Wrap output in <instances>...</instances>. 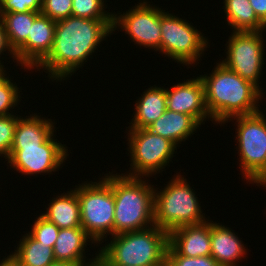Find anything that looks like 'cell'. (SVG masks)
<instances>
[{
  "instance_id": "7402d4cb",
  "label": "cell",
  "mask_w": 266,
  "mask_h": 266,
  "mask_svg": "<svg viewBox=\"0 0 266 266\" xmlns=\"http://www.w3.org/2000/svg\"><path fill=\"white\" fill-rule=\"evenodd\" d=\"M224 14L232 31H266V25L257 17L249 0H223Z\"/></svg>"
},
{
  "instance_id": "d6a6232c",
  "label": "cell",
  "mask_w": 266,
  "mask_h": 266,
  "mask_svg": "<svg viewBox=\"0 0 266 266\" xmlns=\"http://www.w3.org/2000/svg\"><path fill=\"white\" fill-rule=\"evenodd\" d=\"M257 17L266 25V0H249Z\"/></svg>"
},
{
  "instance_id": "52a82bcc",
  "label": "cell",
  "mask_w": 266,
  "mask_h": 266,
  "mask_svg": "<svg viewBox=\"0 0 266 266\" xmlns=\"http://www.w3.org/2000/svg\"><path fill=\"white\" fill-rule=\"evenodd\" d=\"M101 178L97 182H81L74 188L80 203L81 227L94 240L96 247L106 242L109 235L114 236L113 191L102 175Z\"/></svg>"
},
{
  "instance_id": "e575fe53",
  "label": "cell",
  "mask_w": 266,
  "mask_h": 266,
  "mask_svg": "<svg viewBox=\"0 0 266 266\" xmlns=\"http://www.w3.org/2000/svg\"><path fill=\"white\" fill-rule=\"evenodd\" d=\"M50 266H84V265L72 264V263H68V262H55V263L51 264Z\"/></svg>"
},
{
  "instance_id": "ffe728a7",
  "label": "cell",
  "mask_w": 266,
  "mask_h": 266,
  "mask_svg": "<svg viewBox=\"0 0 266 266\" xmlns=\"http://www.w3.org/2000/svg\"><path fill=\"white\" fill-rule=\"evenodd\" d=\"M41 213L59 229L81 227L80 203L75 189L58 194Z\"/></svg>"
},
{
  "instance_id": "5bb4252c",
  "label": "cell",
  "mask_w": 266,
  "mask_h": 266,
  "mask_svg": "<svg viewBox=\"0 0 266 266\" xmlns=\"http://www.w3.org/2000/svg\"><path fill=\"white\" fill-rule=\"evenodd\" d=\"M170 89V90H169ZM167 110L193 116L201 125L211 117L205 103V87L200 76L166 88Z\"/></svg>"
},
{
  "instance_id": "4fadbf2b",
  "label": "cell",
  "mask_w": 266,
  "mask_h": 266,
  "mask_svg": "<svg viewBox=\"0 0 266 266\" xmlns=\"http://www.w3.org/2000/svg\"><path fill=\"white\" fill-rule=\"evenodd\" d=\"M55 28L56 21L41 13L34 19L27 40L15 51L21 69L35 70L50 54Z\"/></svg>"
},
{
  "instance_id": "ac0fdd59",
  "label": "cell",
  "mask_w": 266,
  "mask_h": 266,
  "mask_svg": "<svg viewBox=\"0 0 266 266\" xmlns=\"http://www.w3.org/2000/svg\"><path fill=\"white\" fill-rule=\"evenodd\" d=\"M200 127L201 124L193 116L166 110L147 129L154 134L169 139L179 147L182 144L181 142H185L188 137L191 138Z\"/></svg>"
},
{
  "instance_id": "7a4b0ae2",
  "label": "cell",
  "mask_w": 266,
  "mask_h": 266,
  "mask_svg": "<svg viewBox=\"0 0 266 266\" xmlns=\"http://www.w3.org/2000/svg\"><path fill=\"white\" fill-rule=\"evenodd\" d=\"M200 77L204 83L205 103L212 123L222 125L229 118L261 110L259 107L264 93L220 61L211 73Z\"/></svg>"
},
{
  "instance_id": "6da1fadb",
  "label": "cell",
  "mask_w": 266,
  "mask_h": 266,
  "mask_svg": "<svg viewBox=\"0 0 266 266\" xmlns=\"http://www.w3.org/2000/svg\"><path fill=\"white\" fill-rule=\"evenodd\" d=\"M112 25L113 19H88L73 15L56 21L50 54L35 68V72L43 69L52 82L69 79L98 50L101 42L113 34Z\"/></svg>"
},
{
  "instance_id": "2e32d148",
  "label": "cell",
  "mask_w": 266,
  "mask_h": 266,
  "mask_svg": "<svg viewBox=\"0 0 266 266\" xmlns=\"http://www.w3.org/2000/svg\"><path fill=\"white\" fill-rule=\"evenodd\" d=\"M91 241V242H90ZM94 244V240L86 233L82 227L60 229L58 238L53 247V254L56 262H68L72 264H81L92 266L96 264V256L86 261L87 245ZM86 252V253H85Z\"/></svg>"
},
{
  "instance_id": "3957f363",
  "label": "cell",
  "mask_w": 266,
  "mask_h": 266,
  "mask_svg": "<svg viewBox=\"0 0 266 266\" xmlns=\"http://www.w3.org/2000/svg\"><path fill=\"white\" fill-rule=\"evenodd\" d=\"M114 173L109 171L103 176L112 187L115 201L114 235L140 231L155 225V185L150 184L147 178Z\"/></svg>"
},
{
  "instance_id": "83f0119b",
  "label": "cell",
  "mask_w": 266,
  "mask_h": 266,
  "mask_svg": "<svg viewBox=\"0 0 266 266\" xmlns=\"http://www.w3.org/2000/svg\"><path fill=\"white\" fill-rule=\"evenodd\" d=\"M21 116L10 114L0 116V157L9 160L10 149L14 140V132L18 119Z\"/></svg>"
},
{
  "instance_id": "8fae6325",
  "label": "cell",
  "mask_w": 266,
  "mask_h": 266,
  "mask_svg": "<svg viewBox=\"0 0 266 266\" xmlns=\"http://www.w3.org/2000/svg\"><path fill=\"white\" fill-rule=\"evenodd\" d=\"M139 1L123 14L113 13V34L115 30L124 31L135 45L157 51L161 42L160 8L146 0Z\"/></svg>"
},
{
  "instance_id": "8d00e7d4",
  "label": "cell",
  "mask_w": 266,
  "mask_h": 266,
  "mask_svg": "<svg viewBox=\"0 0 266 266\" xmlns=\"http://www.w3.org/2000/svg\"><path fill=\"white\" fill-rule=\"evenodd\" d=\"M98 266H116V265H98Z\"/></svg>"
},
{
  "instance_id": "f546056e",
  "label": "cell",
  "mask_w": 266,
  "mask_h": 266,
  "mask_svg": "<svg viewBox=\"0 0 266 266\" xmlns=\"http://www.w3.org/2000/svg\"><path fill=\"white\" fill-rule=\"evenodd\" d=\"M40 13L53 21L66 19L72 15V0H42Z\"/></svg>"
},
{
  "instance_id": "7c38bea8",
  "label": "cell",
  "mask_w": 266,
  "mask_h": 266,
  "mask_svg": "<svg viewBox=\"0 0 266 266\" xmlns=\"http://www.w3.org/2000/svg\"><path fill=\"white\" fill-rule=\"evenodd\" d=\"M54 133L40 146H12L7 164L22 175L52 174L65 163L69 153Z\"/></svg>"
},
{
  "instance_id": "44dd1931",
  "label": "cell",
  "mask_w": 266,
  "mask_h": 266,
  "mask_svg": "<svg viewBox=\"0 0 266 266\" xmlns=\"http://www.w3.org/2000/svg\"><path fill=\"white\" fill-rule=\"evenodd\" d=\"M52 120L40 117L39 113L20 117L15 127L12 146H40L56 131Z\"/></svg>"
},
{
  "instance_id": "cb8c5ba5",
  "label": "cell",
  "mask_w": 266,
  "mask_h": 266,
  "mask_svg": "<svg viewBox=\"0 0 266 266\" xmlns=\"http://www.w3.org/2000/svg\"><path fill=\"white\" fill-rule=\"evenodd\" d=\"M40 12H12L0 16L10 46L16 51L28 38L34 19Z\"/></svg>"
},
{
  "instance_id": "f1b7e54d",
  "label": "cell",
  "mask_w": 266,
  "mask_h": 266,
  "mask_svg": "<svg viewBox=\"0 0 266 266\" xmlns=\"http://www.w3.org/2000/svg\"><path fill=\"white\" fill-rule=\"evenodd\" d=\"M165 266H219L211 256L186 257L179 255L169 244L166 252Z\"/></svg>"
},
{
  "instance_id": "d590c367",
  "label": "cell",
  "mask_w": 266,
  "mask_h": 266,
  "mask_svg": "<svg viewBox=\"0 0 266 266\" xmlns=\"http://www.w3.org/2000/svg\"><path fill=\"white\" fill-rule=\"evenodd\" d=\"M261 186L266 187V181Z\"/></svg>"
},
{
  "instance_id": "1f68e13d",
  "label": "cell",
  "mask_w": 266,
  "mask_h": 266,
  "mask_svg": "<svg viewBox=\"0 0 266 266\" xmlns=\"http://www.w3.org/2000/svg\"><path fill=\"white\" fill-rule=\"evenodd\" d=\"M4 52H7L9 54L8 56L9 57L11 56L10 58H13V62L15 61L17 66H20L18 61H17V58H16V53L12 49V47L10 46V43L8 41L7 34H6L5 28H4V24L0 19V58H1L2 54L5 55ZM2 64L3 63L0 59V66H3Z\"/></svg>"
},
{
  "instance_id": "4316f807",
  "label": "cell",
  "mask_w": 266,
  "mask_h": 266,
  "mask_svg": "<svg viewBox=\"0 0 266 266\" xmlns=\"http://www.w3.org/2000/svg\"><path fill=\"white\" fill-rule=\"evenodd\" d=\"M34 224L31 225L29 233L40 243L47 247L53 248L58 238L59 228L52 222L48 221L41 214L36 217Z\"/></svg>"
},
{
  "instance_id": "4dcf8cb0",
  "label": "cell",
  "mask_w": 266,
  "mask_h": 266,
  "mask_svg": "<svg viewBox=\"0 0 266 266\" xmlns=\"http://www.w3.org/2000/svg\"><path fill=\"white\" fill-rule=\"evenodd\" d=\"M42 0H0V16L12 12H40Z\"/></svg>"
},
{
  "instance_id": "8992f818",
  "label": "cell",
  "mask_w": 266,
  "mask_h": 266,
  "mask_svg": "<svg viewBox=\"0 0 266 266\" xmlns=\"http://www.w3.org/2000/svg\"><path fill=\"white\" fill-rule=\"evenodd\" d=\"M263 112H266L263 111ZM262 110L229 118L234 122L239 168L246 183L259 187L266 181V113ZM238 144V145H237Z\"/></svg>"
},
{
  "instance_id": "836d02e7",
  "label": "cell",
  "mask_w": 266,
  "mask_h": 266,
  "mask_svg": "<svg viewBox=\"0 0 266 266\" xmlns=\"http://www.w3.org/2000/svg\"><path fill=\"white\" fill-rule=\"evenodd\" d=\"M0 266H20L19 263L9 254L0 261Z\"/></svg>"
},
{
  "instance_id": "e0dca14e",
  "label": "cell",
  "mask_w": 266,
  "mask_h": 266,
  "mask_svg": "<svg viewBox=\"0 0 266 266\" xmlns=\"http://www.w3.org/2000/svg\"><path fill=\"white\" fill-rule=\"evenodd\" d=\"M233 231L231 228L211 220L210 256L217 261L219 266H238L247 253L242 238H239Z\"/></svg>"
},
{
  "instance_id": "277c9868",
  "label": "cell",
  "mask_w": 266,
  "mask_h": 266,
  "mask_svg": "<svg viewBox=\"0 0 266 266\" xmlns=\"http://www.w3.org/2000/svg\"><path fill=\"white\" fill-rule=\"evenodd\" d=\"M106 243L98 248L97 265L165 266L168 232L156 225L111 236Z\"/></svg>"
},
{
  "instance_id": "5b68a950",
  "label": "cell",
  "mask_w": 266,
  "mask_h": 266,
  "mask_svg": "<svg viewBox=\"0 0 266 266\" xmlns=\"http://www.w3.org/2000/svg\"><path fill=\"white\" fill-rule=\"evenodd\" d=\"M189 184L187 178L176 171L162 190L155 187L154 224L160 229L169 233L177 227L208 220L195 190Z\"/></svg>"
},
{
  "instance_id": "9c48e42d",
  "label": "cell",
  "mask_w": 266,
  "mask_h": 266,
  "mask_svg": "<svg viewBox=\"0 0 266 266\" xmlns=\"http://www.w3.org/2000/svg\"><path fill=\"white\" fill-rule=\"evenodd\" d=\"M127 151L131 157L127 173L129 177L149 178L162 173L177 153V146L167 138L152 133L147 128L126 129ZM164 169V170H163Z\"/></svg>"
},
{
  "instance_id": "9a60e30c",
  "label": "cell",
  "mask_w": 266,
  "mask_h": 266,
  "mask_svg": "<svg viewBox=\"0 0 266 266\" xmlns=\"http://www.w3.org/2000/svg\"><path fill=\"white\" fill-rule=\"evenodd\" d=\"M200 224L183 225L168 233V244L181 256L211 255V220Z\"/></svg>"
},
{
  "instance_id": "d4e9b609",
  "label": "cell",
  "mask_w": 266,
  "mask_h": 266,
  "mask_svg": "<svg viewBox=\"0 0 266 266\" xmlns=\"http://www.w3.org/2000/svg\"><path fill=\"white\" fill-rule=\"evenodd\" d=\"M6 69L4 64L0 66V116L16 114L11 110L18 106L22 98L20 96V92L22 91L19 90L16 82L14 83L11 80V77L9 79Z\"/></svg>"
},
{
  "instance_id": "30bf717a",
  "label": "cell",
  "mask_w": 266,
  "mask_h": 266,
  "mask_svg": "<svg viewBox=\"0 0 266 266\" xmlns=\"http://www.w3.org/2000/svg\"><path fill=\"white\" fill-rule=\"evenodd\" d=\"M266 31H232L226 45V58L220 62L228 69L251 82L262 93L260 78L264 67ZM264 42V43H263Z\"/></svg>"
},
{
  "instance_id": "ba28073f",
  "label": "cell",
  "mask_w": 266,
  "mask_h": 266,
  "mask_svg": "<svg viewBox=\"0 0 266 266\" xmlns=\"http://www.w3.org/2000/svg\"><path fill=\"white\" fill-rule=\"evenodd\" d=\"M165 11L160 7L161 42L156 52L188 68L197 65L210 46L209 40L189 20Z\"/></svg>"
},
{
  "instance_id": "d6986e66",
  "label": "cell",
  "mask_w": 266,
  "mask_h": 266,
  "mask_svg": "<svg viewBox=\"0 0 266 266\" xmlns=\"http://www.w3.org/2000/svg\"><path fill=\"white\" fill-rule=\"evenodd\" d=\"M166 88L156 85L150 86L136 100L135 112L128 129L147 128L167 110Z\"/></svg>"
},
{
  "instance_id": "484cf974",
  "label": "cell",
  "mask_w": 266,
  "mask_h": 266,
  "mask_svg": "<svg viewBox=\"0 0 266 266\" xmlns=\"http://www.w3.org/2000/svg\"><path fill=\"white\" fill-rule=\"evenodd\" d=\"M105 0H72V15L88 19H113ZM106 4V5H105Z\"/></svg>"
},
{
  "instance_id": "603a6c76",
  "label": "cell",
  "mask_w": 266,
  "mask_h": 266,
  "mask_svg": "<svg viewBox=\"0 0 266 266\" xmlns=\"http://www.w3.org/2000/svg\"><path fill=\"white\" fill-rule=\"evenodd\" d=\"M10 254L20 266H50L56 260L53 248L38 242L29 232L24 234Z\"/></svg>"
}]
</instances>
